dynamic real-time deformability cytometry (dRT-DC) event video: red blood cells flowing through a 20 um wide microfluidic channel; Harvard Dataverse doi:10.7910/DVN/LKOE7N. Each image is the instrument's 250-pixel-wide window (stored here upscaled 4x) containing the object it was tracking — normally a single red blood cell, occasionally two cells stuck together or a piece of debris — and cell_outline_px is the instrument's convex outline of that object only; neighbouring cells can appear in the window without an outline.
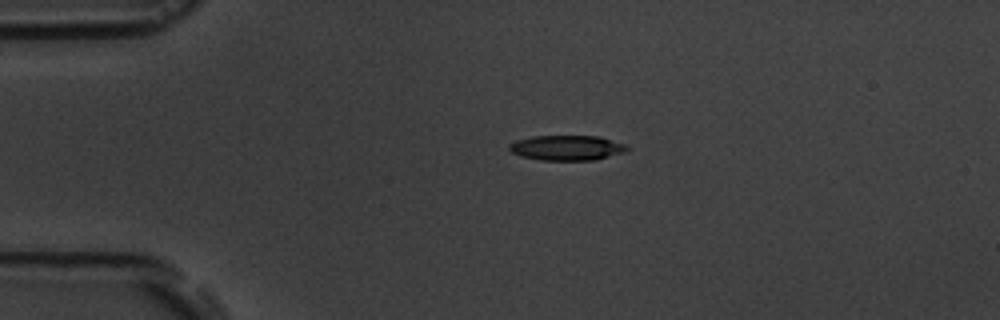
{"species": "common noctule bat (a hibernating species)", "species_latin": "Nyctalus noctula", "temperature_condition": "room temperature", "stored_images_in_passage": 3, "camera_frame_rate_fps": 3000, "um_per_image_px": 0.085, "animal": {"sex": "male", "body_mass_g": 19.5, "forearm_length_mm": 54.6}, "frame": {"image": 1, "passage_image": 2, "time_ms": 1.667, "image_size_px": [1000, 320], "cell_outline_px": [[628, 148], [624, 152], [596, 160], [540, 160], [520, 156], [512, 152], [508, 148], [508, 144], [516, 140], [532, 136], [600, 136], [624, 144]], "centroid_in_image_um": [48.14, 12.56], "position_along_channel_um": 36.9, "area_um2": 17.22}}